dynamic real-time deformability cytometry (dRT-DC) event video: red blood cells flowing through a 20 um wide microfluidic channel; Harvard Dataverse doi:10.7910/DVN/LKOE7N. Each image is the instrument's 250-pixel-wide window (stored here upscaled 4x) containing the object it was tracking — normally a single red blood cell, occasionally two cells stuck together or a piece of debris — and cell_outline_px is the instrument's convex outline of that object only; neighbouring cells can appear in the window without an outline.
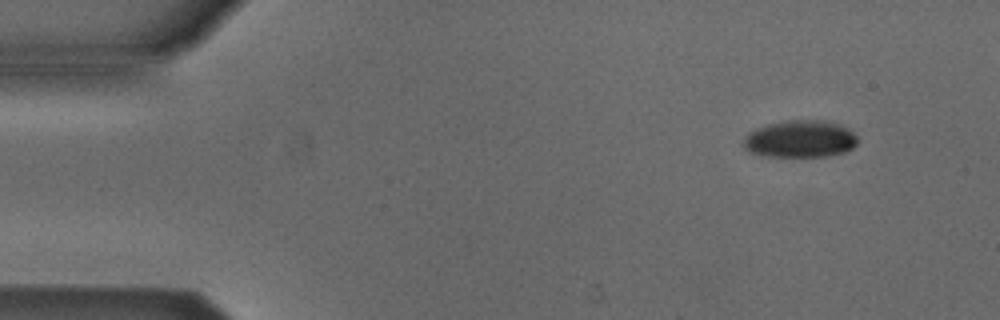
{"species": "Egyptian fruit bat (a non-hibernating species)", "species_latin": "Rousettus aegyptiacus", "temperature_condition": "cold", "stored_images_in_passage": 5, "camera_frame_rate_fps": 3000, "um_per_image_px": 0.085, "animal": {"sex": "male"}, "frame": {"image": 1, "passage_image": 1, "time_ms": 0.0, "image_size_px": [1000, 320], "cell_outline_px": [[856, 144], [852, 148], [844, 152], [828, 156], [760, 156], [748, 152], [740, 144], [748, 132], [756, 128], [768, 124], [788, 120], [828, 120], [844, 124], [856, 136]], "centroid_in_image_um": [67.98, 11.8], "position_along_channel_um": 17.0, "area_um2": 25.14}}
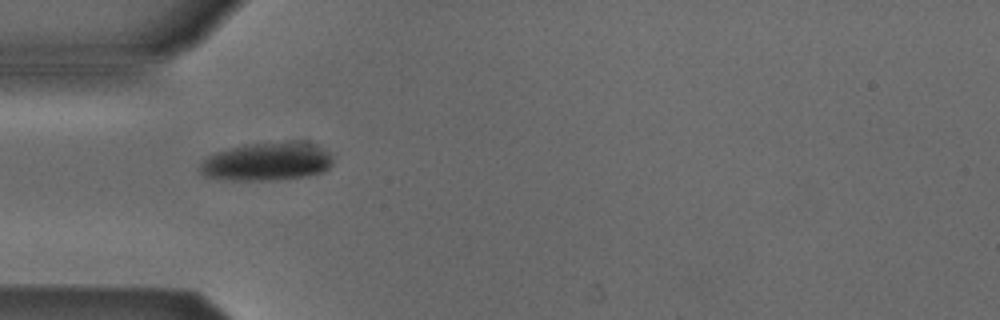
{"frame": {"image": 2, "passage_image": 4, "time_ms": 1.0, "image_size_px": [1000, 320], "cell_outline_px": [[332, 164], [324, 172], [308, 176], [276, 180], [232, 180], [204, 176], [196, 168], [208, 156], [216, 152], [244, 144], [288, 140], [292, 140], [316, 144], [328, 152], [332, 160]], "centroid_in_image_um": [22.7, 13.72], "position_along_channel_um": 62.3, "area_um2": 30.11}}
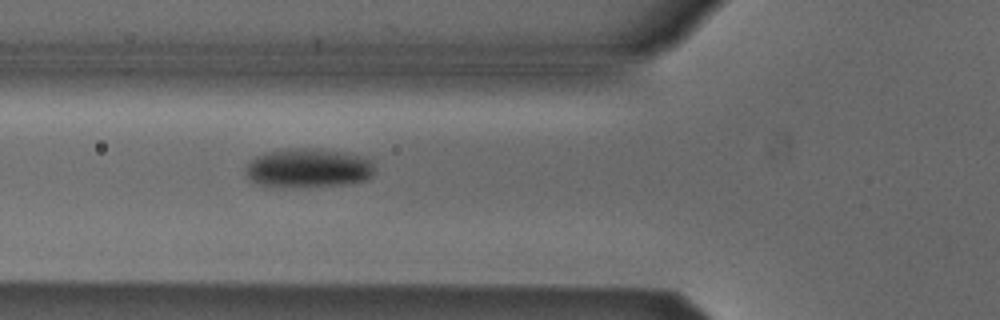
{"frame": {"image": 3, "passage_image": 5, "time_ms": 1.333, "image_size_px": [1000, 320], "cell_outline_px": [[376, 168], [372, 176], [368, 180], [348, 184], [260, 184], [252, 180], [248, 176], [248, 164], [256, 156], [264, 152], [296, 148], [312, 148], [360, 156], [372, 160]], "centroid_in_image_um": [26.3, 14.24], "position_along_channel_um": 99.5, "area_um2": 27.98}}